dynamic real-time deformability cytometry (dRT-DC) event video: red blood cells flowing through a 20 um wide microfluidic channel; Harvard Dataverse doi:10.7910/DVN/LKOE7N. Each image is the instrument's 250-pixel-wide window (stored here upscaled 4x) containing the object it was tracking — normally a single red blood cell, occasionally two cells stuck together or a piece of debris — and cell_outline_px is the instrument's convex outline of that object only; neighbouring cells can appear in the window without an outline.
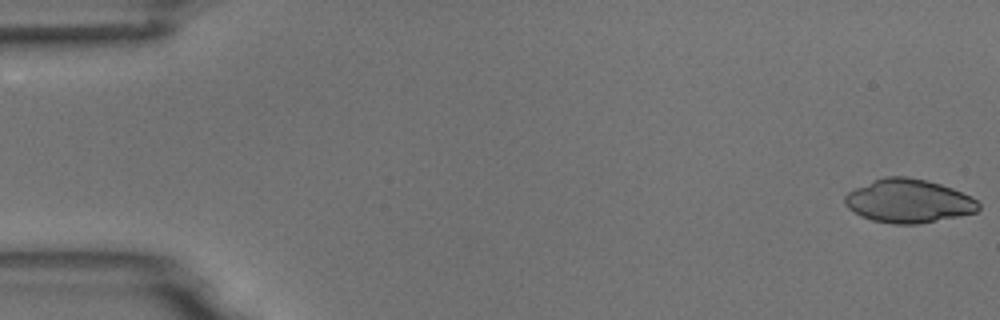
{"species": "common noctule bat (a hibernating species)", "species_latin": "Nyctalus noctula", "temperature_condition": "room temperature", "stored_images_in_passage": 16, "camera_frame_rate_fps": 3000, "um_per_image_px": 0.085, "animal": {"sex": "male", "body_mass_g": 18.8}, "frame": {"image": 1, "passage_image": 1, "time_ms": 0.0, "image_size_px": [1000, 320], "cell_outline_px": [[980, 208], [976, 212], [920, 224], [892, 224], [872, 220], [860, 216], [848, 208], [844, 204], [844, 196], [848, 192], [856, 188], [884, 176], [904, 176], [924, 180], [940, 184], [952, 188], [972, 196], [980, 204]], "centroid_in_image_um": [77.22, 17.09], "position_along_channel_um": 7.8, "area_um2": 33.87}}